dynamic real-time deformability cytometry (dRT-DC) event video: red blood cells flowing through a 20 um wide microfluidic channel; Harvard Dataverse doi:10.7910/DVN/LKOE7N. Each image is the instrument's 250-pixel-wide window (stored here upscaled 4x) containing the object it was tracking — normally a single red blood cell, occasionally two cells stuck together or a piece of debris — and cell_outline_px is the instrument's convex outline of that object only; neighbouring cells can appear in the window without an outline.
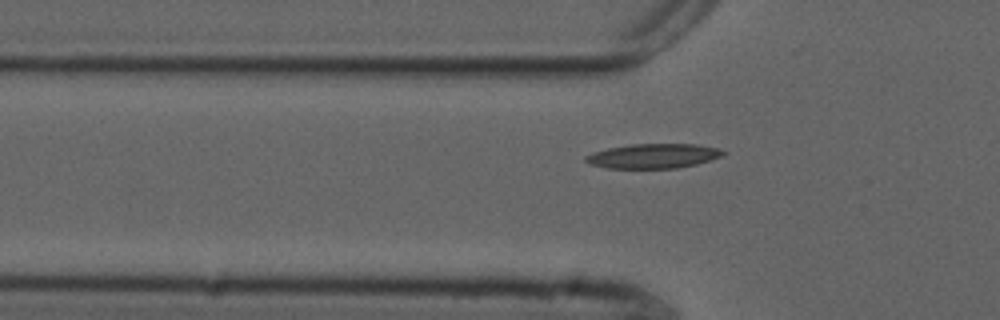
{"species": "common noctule bat (a hibernating species)", "species_latin": "Nyctalus noctula", "temperature_condition": "cold", "stored_images_in_passage": 37, "camera_frame_rate_fps": 3000, "um_per_image_px": 0.085, "animal": {"sex": "male", "forearm_length_mm": 52.5}, "frame": {"image": 1, "passage_image": 6, "time_ms": 1.667, "image_size_px": [1000, 320], "cell_outline_px": [[728, 152], [720, 156], [696, 164], [676, 168], [608, 168], [588, 164], [584, 160], [584, 156], [592, 152], [608, 148], [632, 144], [696, 144], [720, 148]], "centroid_in_image_um": [55.5, 13.25], "position_along_channel_um": 70.3, "area_um2": 19.71}}
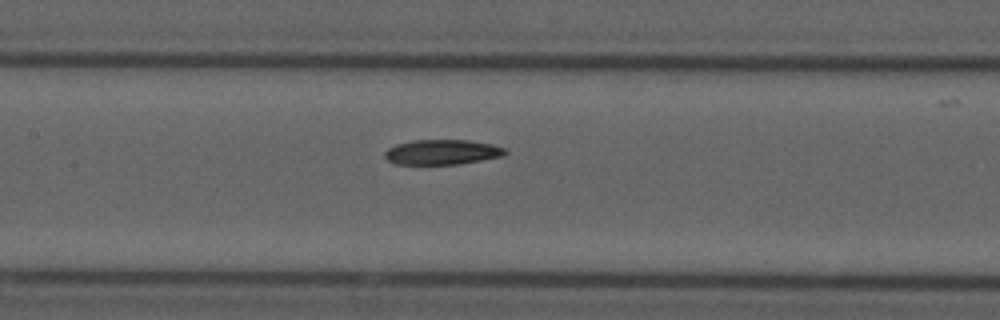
{"frame": {"image": 2, "passage_image": 14, "time_ms": 4.333, "image_size_px": [1000, 320], "cell_outline_px": [[508, 152], [504, 156], [460, 164], [396, 164], [388, 160], [384, 156], [384, 152], [388, 148], [396, 144], [412, 140], [468, 140], [492, 144], [504, 148]], "centroid_in_image_um": [37.59, 12.93], "position_along_channel_um": 169.8, "area_um2": 17.63}}
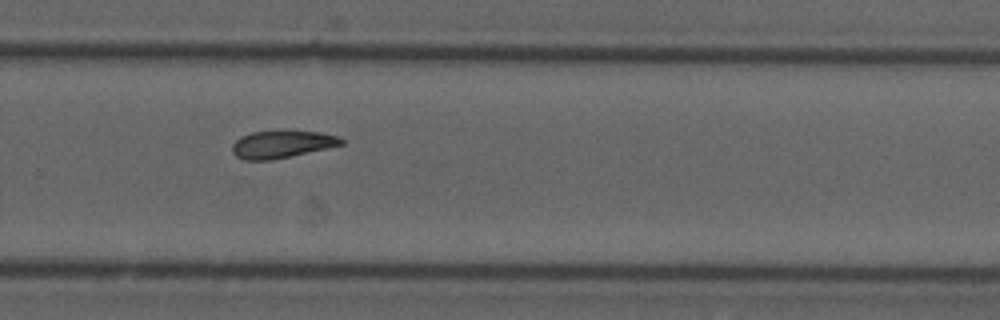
{"frame": {"image": 3, "passage_image": 25, "time_ms": 8.0, "image_size_px": [1000, 320], "cell_outline_px": [[344, 144], [272, 160], [244, 160], [236, 156], [232, 152], [232, 144], [240, 136], [252, 132], [320, 132], [336, 136], [344, 140]], "centroid_in_image_um": [23.91, 12.28], "position_along_channel_um": 305.9, "area_um2": 16.99}}